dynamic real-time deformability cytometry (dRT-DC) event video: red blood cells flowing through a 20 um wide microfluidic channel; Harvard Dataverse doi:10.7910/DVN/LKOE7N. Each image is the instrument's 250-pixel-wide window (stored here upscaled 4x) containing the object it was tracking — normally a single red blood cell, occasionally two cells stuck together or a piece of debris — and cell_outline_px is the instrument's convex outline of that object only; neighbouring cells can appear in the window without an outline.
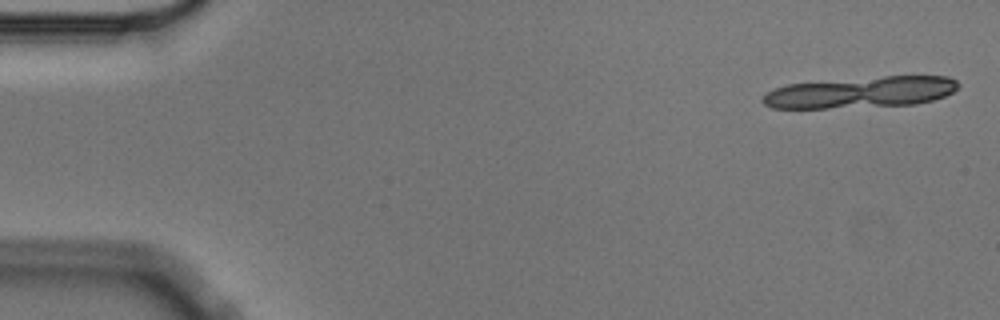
{"species": "Egyptian fruit bat (a non-hibernating species)", "species_latin": "Rousettus aegyptiacus", "temperature_condition": "cold", "stored_images_in_passage": 5, "segment_of_instrument_passage": [1, 2], "camera_frame_rate_fps": 3000, "um_per_image_px": 0.085, "animal": {"sex": "male"}, "frame": {"image": 1, "passage_image": 1, "time_ms": 0.0, "image_size_px": [1000, 320], "cell_outline_px": [[960, 84], [952, 92], [944, 96], [932, 100], [916, 104], [828, 108], [772, 108], [764, 104], [760, 100], [768, 92], [776, 88], [788, 84], [884, 76], [948, 76], [956, 80]], "centroid_in_image_um": [73.18, 7.84], "position_along_channel_um": 11.8, "area_um2": 35.26}}